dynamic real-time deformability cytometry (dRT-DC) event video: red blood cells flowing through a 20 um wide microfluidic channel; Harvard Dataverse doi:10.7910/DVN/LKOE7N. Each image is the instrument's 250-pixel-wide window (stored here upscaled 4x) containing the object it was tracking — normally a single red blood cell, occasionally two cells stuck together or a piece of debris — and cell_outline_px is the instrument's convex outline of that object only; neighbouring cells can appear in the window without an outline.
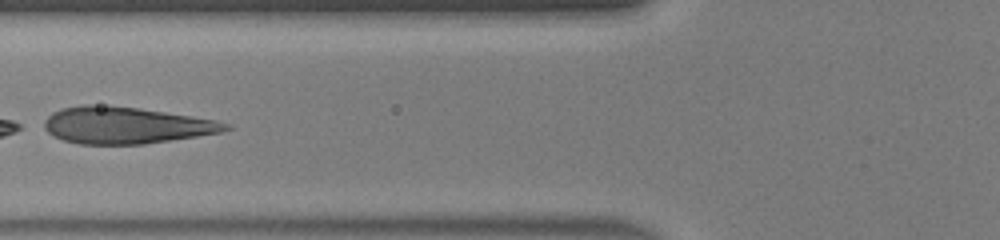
{"species": "human", "species_latin": "Homo sapiens", "temperature_condition": "warm", "stored_images_in_passage": 34, "camera_frame_rate_fps": 3000, "um_per_image_px": 0.085, "donor": {"sex": "male"}, "frame": {"image": 1, "passage_image": 18, "time_ms": 5.667, "image_size_px": [1000, 240], "cell_outline_px": [[232, 128], [224, 132], [144, 144], [80, 144], [64, 140], [52, 136], [44, 128], [44, 120], [52, 112], [60, 108], [80, 104], [92, 104], [140, 108], [192, 116], [216, 120], [232, 124]], "centroid_in_image_um": [10.7, 10.64], "position_along_channel_um": 115.1, "area_um2": 39.07}}